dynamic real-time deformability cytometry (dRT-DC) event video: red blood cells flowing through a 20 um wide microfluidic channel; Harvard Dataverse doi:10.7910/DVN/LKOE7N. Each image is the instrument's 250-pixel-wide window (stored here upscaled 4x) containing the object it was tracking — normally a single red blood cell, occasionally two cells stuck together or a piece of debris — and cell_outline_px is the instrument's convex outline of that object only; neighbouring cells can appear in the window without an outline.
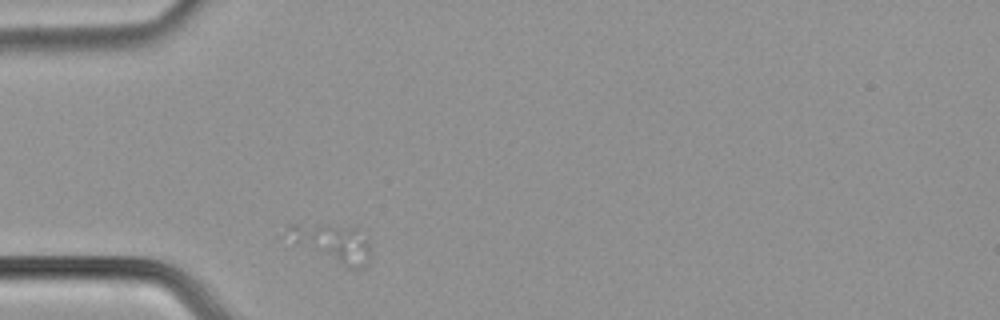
{"species": "common noctule bat (a hibernating species)", "species_latin": "Nyctalus noctula", "temperature_condition": "cold", "stored_images_in_passage": 1, "camera_frame_rate_fps": 3000, "um_per_image_px": 0.085, "animal": {"sex": "male", "body_mass_g": 21.5, "forearm_length_mm": 52.0}, "frame": {"image": 1, "passage_image": 1, "time_ms": 0.0, "image_size_px": [1000, 320], "cell_outline_px": [[368, 252], [364, 264], [360, 268], [352, 268], [292, 244], [280, 236], [288, 224], [320, 224], [356, 228], [368, 240]], "centroid_in_image_um": [28.06, 20.6], "position_along_channel_um": 56.9, "area_um2": 18.26}}